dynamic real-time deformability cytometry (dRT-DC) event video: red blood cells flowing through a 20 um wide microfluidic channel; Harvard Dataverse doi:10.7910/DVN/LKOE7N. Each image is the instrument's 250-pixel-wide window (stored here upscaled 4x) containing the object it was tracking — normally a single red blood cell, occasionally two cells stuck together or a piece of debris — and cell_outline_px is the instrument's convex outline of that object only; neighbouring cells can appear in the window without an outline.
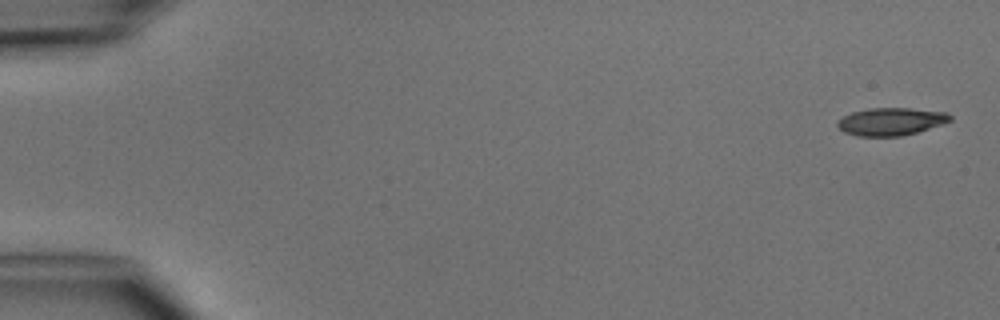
{"species": "common noctule bat (a hibernating species)", "species_latin": "Nyctalus noctula", "temperature_condition": "cold", "stored_images_in_passage": 7, "camera_frame_rate_fps": 3000, "um_per_image_px": 0.085, "animal": {"sex": "male", "body_mass_g": 15.6}, "frame": {"image": 1, "passage_image": 1, "time_ms": 0.0, "image_size_px": [1000, 320], "cell_outline_px": [[952, 120], [944, 124], [916, 132], [900, 136], [856, 136], [844, 132], [836, 124], [836, 120], [852, 112], [868, 108], [908, 108], [948, 112], [952, 116]], "centroid_in_image_um": [75.74, 10.32], "position_along_channel_um": 9.3, "area_um2": 18.26}}
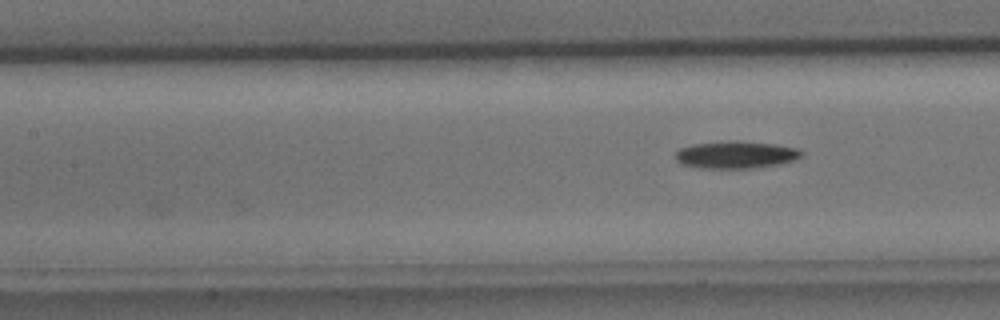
{"frame": {"image": 2, "passage_image": 7, "time_ms": 6.667, "image_size_px": [1000, 320], "cell_outline_px": [[804, 156], [796, 160], [780, 164], [756, 168], [700, 168], [680, 164], [676, 160], [676, 152], [680, 148], [692, 144], [736, 140], [776, 144], [800, 148], [804, 152]], "centroid_in_image_um": [62.62, 13.15], "position_along_channel_um": 144.8, "area_um2": 20.46}}